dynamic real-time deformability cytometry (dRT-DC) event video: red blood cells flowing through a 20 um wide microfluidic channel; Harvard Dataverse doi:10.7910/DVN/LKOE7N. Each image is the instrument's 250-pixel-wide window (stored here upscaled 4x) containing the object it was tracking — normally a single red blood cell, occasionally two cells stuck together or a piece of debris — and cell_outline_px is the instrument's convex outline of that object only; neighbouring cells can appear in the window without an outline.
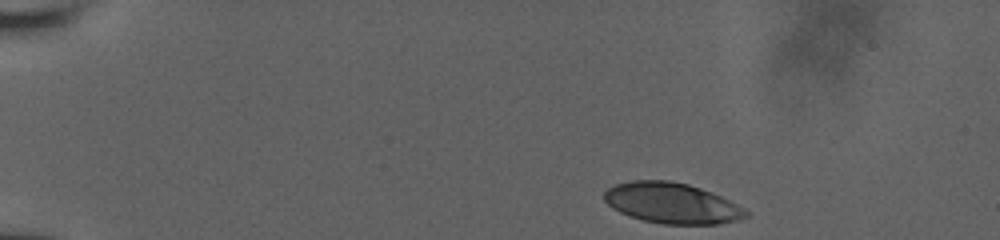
{"species": "human", "species_latin": "Homo sapiens", "temperature_condition": "room temperature", "stored_images_in_passage": 17, "camera_frame_rate_fps": 3000, "um_per_image_px": 0.085, "donor": {"sex": "male"}, "frame": {"image": 1, "passage_image": 1, "time_ms": 0.0, "image_size_px": [1000, 240], "cell_outline_px": [[748, 216], [736, 220], [720, 224], [664, 224], [644, 220], [620, 212], [612, 208], [604, 200], [604, 192], [608, 188], [616, 184], [632, 180], [668, 180], [688, 184], [712, 192], [744, 208], [748, 212]], "centroid_in_image_um": [57.1, 17.26], "position_along_channel_um": 27.9, "area_um2": 33.35}}
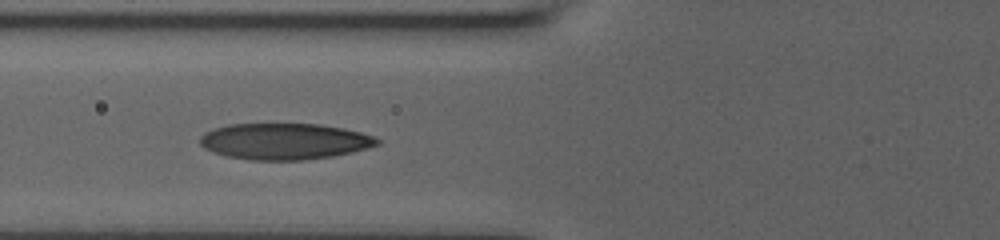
{"frame": {"image": 2, "passage_image": 10, "time_ms": 4.667, "image_size_px": [1000, 240], "cell_outline_px": [[380, 144], [368, 148], [352, 152], [332, 156], [304, 160], [252, 160], [228, 156], [212, 152], [204, 148], [200, 144], [200, 136], [204, 132], [212, 128], [228, 124], [320, 124], [344, 128], [376, 136], [380, 140]], "centroid_in_image_um": [24.18, 12.01], "position_along_channel_um": 101.6, "area_um2": 37.69}}
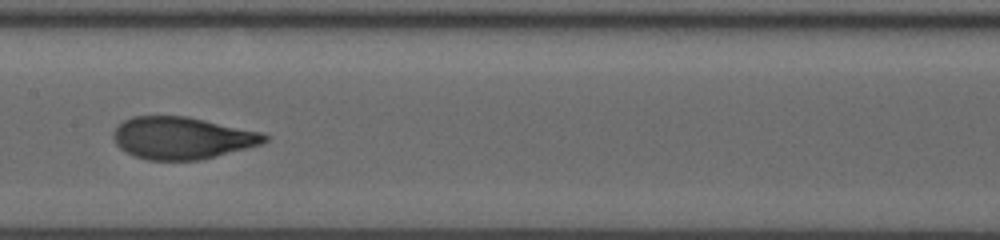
{"frame": {"image": 3, "passage_image": 15, "time_ms": 7.0, "image_size_px": [1000, 240], "cell_outline_px": [[268, 140], [260, 144], [216, 156], [200, 160], [148, 160], [136, 156], [120, 148], [116, 144], [112, 136], [116, 128], [124, 120], [132, 116], [188, 116], [260, 132], [268, 136]], "centroid_in_image_um": [15.45, 11.72], "position_along_channel_um": 191.9, "area_um2": 36.82}}